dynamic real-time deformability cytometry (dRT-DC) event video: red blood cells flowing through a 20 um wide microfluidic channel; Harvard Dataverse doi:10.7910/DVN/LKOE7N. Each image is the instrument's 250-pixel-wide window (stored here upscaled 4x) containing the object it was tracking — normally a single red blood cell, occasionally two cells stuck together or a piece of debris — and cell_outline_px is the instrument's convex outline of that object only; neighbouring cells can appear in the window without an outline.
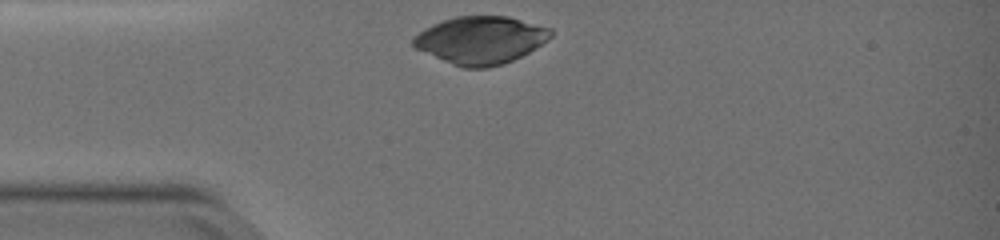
{"species": "common noctule bat (a hibernating species)", "species_latin": "Nyctalus noctula", "temperature_condition": "warm", "stored_images_in_passage": 32, "camera_frame_rate_fps": 3000, "um_per_image_px": 0.085, "animal": {"sex": "female", "body_mass_g": 19.0, "forearm_length_mm": 51.5}, "frame": {"image": 1, "passage_image": 1, "time_ms": 0.0, "image_size_px": [1000, 240], "cell_outline_px": [[552, 36], [548, 40], [528, 52], [504, 64], [488, 68], [460, 68], [416, 48], [412, 44], [412, 40], [420, 32], [432, 24], [456, 16], [508, 16], [552, 28]], "centroid_in_image_um": [40.88, 3.41], "position_along_channel_um": 44.1, "area_um2": 37.97}}